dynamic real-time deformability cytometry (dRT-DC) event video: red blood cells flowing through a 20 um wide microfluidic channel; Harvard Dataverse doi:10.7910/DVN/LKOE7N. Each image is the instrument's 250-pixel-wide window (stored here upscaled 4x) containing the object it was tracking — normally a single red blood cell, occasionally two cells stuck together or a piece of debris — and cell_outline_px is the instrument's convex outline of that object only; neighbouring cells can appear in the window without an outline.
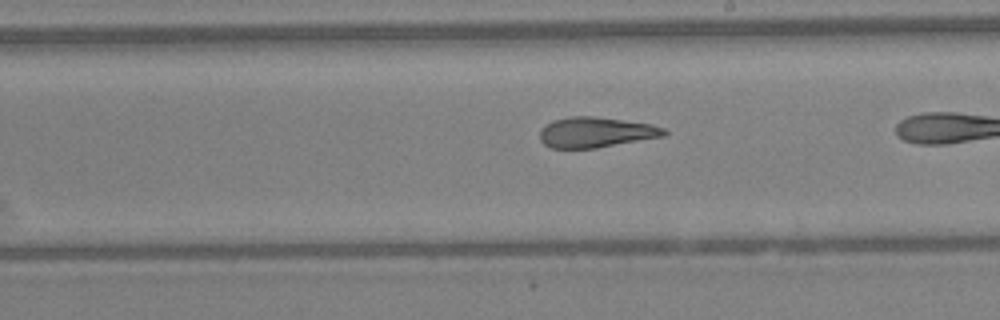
{"species": "Egyptian fruit bat (a non-hibernating species)", "species_latin": "Rousettus aegyptiacus", "temperature_condition": "warm", "stored_images_in_passage": 33, "camera_frame_rate_fps": 3000, "um_per_image_px": 0.085, "animal": {"sex": "female"}, "frame": {"image": 1, "passage_image": 24, "time_ms": 7.667, "image_size_px": [1000, 320], "cell_outline_px": [[668, 132], [664, 136], [596, 148], [552, 148], [544, 144], [540, 140], [540, 128], [544, 124], [552, 120], [568, 116], [592, 116], [652, 124], [664, 128]], "centroid_in_image_um": [50.61, 11.24], "position_along_channel_um": 238.4, "area_um2": 22.08}}